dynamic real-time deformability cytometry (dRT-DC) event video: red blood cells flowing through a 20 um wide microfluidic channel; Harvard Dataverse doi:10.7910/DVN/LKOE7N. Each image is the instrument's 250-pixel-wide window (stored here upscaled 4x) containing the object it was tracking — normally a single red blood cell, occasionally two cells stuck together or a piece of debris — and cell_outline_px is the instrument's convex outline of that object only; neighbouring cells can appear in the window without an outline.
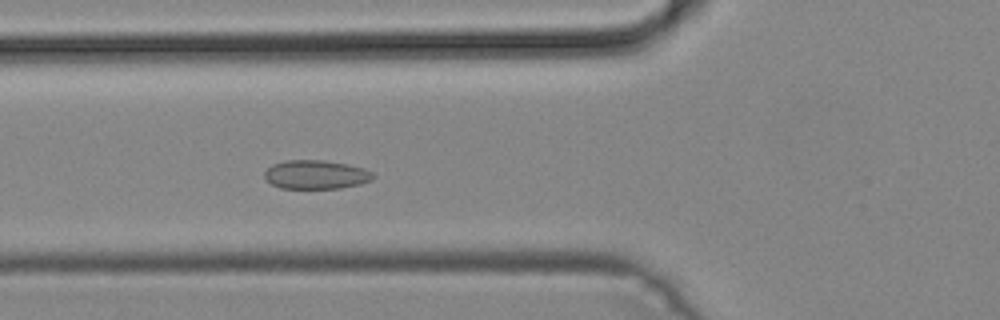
{"species": "common noctule bat (a hibernating species)", "species_latin": "Nyctalus noctula", "temperature_condition": "cold", "stored_images_in_passage": 47, "camera_frame_rate_fps": 3000, "um_per_image_px": 0.085, "animal": {"sex": "male", "body_mass_g": 19.2, "forearm_length_mm": 51.8}, "frame": {"image": 1, "passage_image": 16, "time_ms": 5.0, "image_size_px": [1000, 320], "cell_outline_px": [[376, 176], [372, 180], [360, 184], [340, 188], [280, 188], [272, 184], [264, 176], [264, 172], [272, 164], [284, 160], [324, 160], [348, 164], [364, 168], [372, 172]], "centroid_in_image_um": [26.87, 14.83], "position_along_channel_um": 98.9, "area_um2": 18.32}}
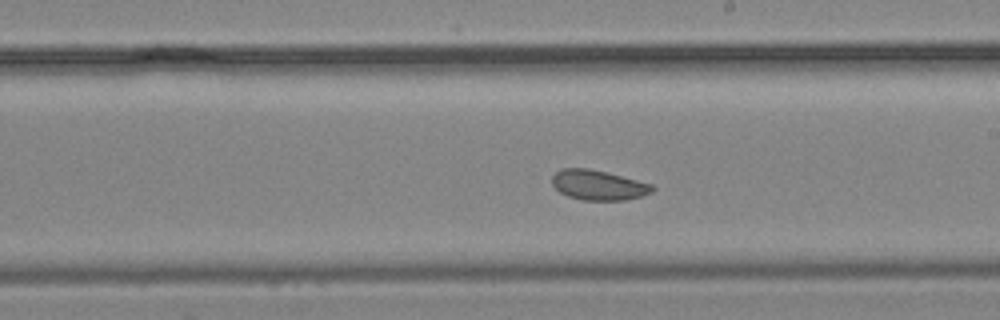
{"frame": {"image": 2, "passage_image": 26, "time_ms": 8.333, "image_size_px": [1000, 320], "cell_outline_px": [[656, 188], [652, 192], [640, 196], [624, 200], [584, 200], [568, 196], [560, 192], [552, 184], [552, 176], [560, 168], [588, 168], [608, 172], [652, 184]], "centroid_in_image_um": [50.86, 15.72], "position_along_channel_um": 238.1, "area_um2": 17.51}}
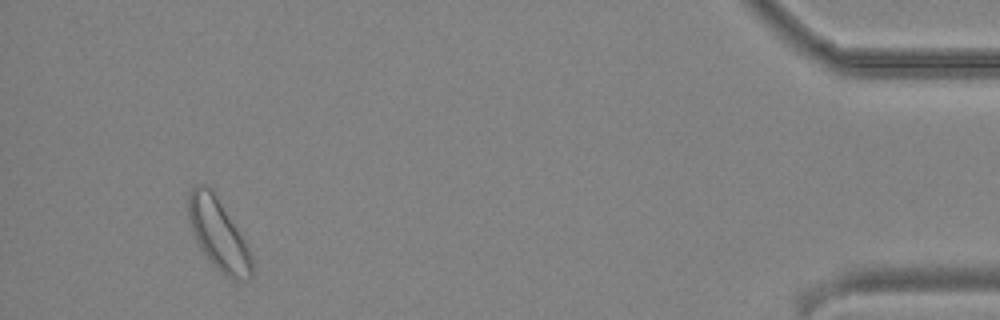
{"frame": {"image": 3, "passage_image": 44, "time_ms": 14.333, "image_size_px": [1000, 320], "cell_outline_px": [[252, 276], [248, 280], [232, 280], [224, 276], [212, 264], [200, 248], [192, 232], [188, 216], [188, 192], [196, 184], [208, 184], [212, 188], [244, 240], [252, 256]], "centroid_in_image_um": [18.54, 19.91], "position_along_channel_um": 416.7, "area_um2": 26.41}}